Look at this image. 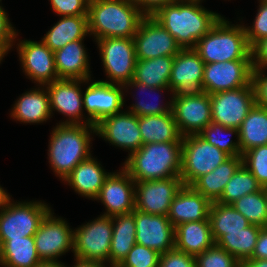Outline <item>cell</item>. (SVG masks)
Wrapping results in <instances>:
<instances>
[{
    "mask_svg": "<svg viewBox=\"0 0 267 267\" xmlns=\"http://www.w3.org/2000/svg\"><path fill=\"white\" fill-rule=\"evenodd\" d=\"M66 221L54 218L51 211L34 234L36 251L41 261L57 262V257L73 249L72 233Z\"/></svg>",
    "mask_w": 267,
    "mask_h": 267,
    "instance_id": "15",
    "label": "cell"
},
{
    "mask_svg": "<svg viewBox=\"0 0 267 267\" xmlns=\"http://www.w3.org/2000/svg\"><path fill=\"white\" fill-rule=\"evenodd\" d=\"M18 45L24 71L31 79L42 85L58 80L54 52L43 41L26 40Z\"/></svg>",
    "mask_w": 267,
    "mask_h": 267,
    "instance_id": "21",
    "label": "cell"
},
{
    "mask_svg": "<svg viewBox=\"0 0 267 267\" xmlns=\"http://www.w3.org/2000/svg\"><path fill=\"white\" fill-rule=\"evenodd\" d=\"M146 16H152L160 7L175 3V0H131ZM140 5V7H139ZM142 6V7H141Z\"/></svg>",
    "mask_w": 267,
    "mask_h": 267,
    "instance_id": "50",
    "label": "cell"
},
{
    "mask_svg": "<svg viewBox=\"0 0 267 267\" xmlns=\"http://www.w3.org/2000/svg\"><path fill=\"white\" fill-rule=\"evenodd\" d=\"M9 22L6 12L0 6V55L3 57L10 49L12 40L16 38L15 35H17Z\"/></svg>",
    "mask_w": 267,
    "mask_h": 267,
    "instance_id": "47",
    "label": "cell"
},
{
    "mask_svg": "<svg viewBox=\"0 0 267 267\" xmlns=\"http://www.w3.org/2000/svg\"><path fill=\"white\" fill-rule=\"evenodd\" d=\"M125 85H130L133 87L135 86L136 88L138 87L140 90H150V92H154V91H162L163 90H166V89H170L169 87L167 88H155V87H149V86H146L145 84L143 83H140V82H136L134 81L133 79L127 83L124 84ZM132 114H135L136 116L140 117V116H147V115H162V114H165V113H170L172 112V103L169 104V106H159V105H153V104H149V103H144V102H139V103H136L135 105L133 104V106H131V111H130Z\"/></svg>",
    "mask_w": 267,
    "mask_h": 267,
    "instance_id": "43",
    "label": "cell"
},
{
    "mask_svg": "<svg viewBox=\"0 0 267 267\" xmlns=\"http://www.w3.org/2000/svg\"><path fill=\"white\" fill-rule=\"evenodd\" d=\"M241 267H267V259H246L241 262Z\"/></svg>",
    "mask_w": 267,
    "mask_h": 267,
    "instance_id": "52",
    "label": "cell"
},
{
    "mask_svg": "<svg viewBox=\"0 0 267 267\" xmlns=\"http://www.w3.org/2000/svg\"><path fill=\"white\" fill-rule=\"evenodd\" d=\"M261 228L251 224L241 232H227L215 243L242 262L252 256Z\"/></svg>",
    "mask_w": 267,
    "mask_h": 267,
    "instance_id": "36",
    "label": "cell"
},
{
    "mask_svg": "<svg viewBox=\"0 0 267 267\" xmlns=\"http://www.w3.org/2000/svg\"><path fill=\"white\" fill-rule=\"evenodd\" d=\"M87 33L89 34L88 15L63 16L42 41L55 52L69 42L84 39Z\"/></svg>",
    "mask_w": 267,
    "mask_h": 267,
    "instance_id": "30",
    "label": "cell"
},
{
    "mask_svg": "<svg viewBox=\"0 0 267 267\" xmlns=\"http://www.w3.org/2000/svg\"><path fill=\"white\" fill-rule=\"evenodd\" d=\"M95 127L97 134L111 144L130 150L129 155L143 145L138 116L130 111L107 116Z\"/></svg>",
    "mask_w": 267,
    "mask_h": 267,
    "instance_id": "19",
    "label": "cell"
},
{
    "mask_svg": "<svg viewBox=\"0 0 267 267\" xmlns=\"http://www.w3.org/2000/svg\"><path fill=\"white\" fill-rule=\"evenodd\" d=\"M73 233V251L76 258L102 264L109 261L113 235L112 217L103 215Z\"/></svg>",
    "mask_w": 267,
    "mask_h": 267,
    "instance_id": "8",
    "label": "cell"
},
{
    "mask_svg": "<svg viewBox=\"0 0 267 267\" xmlns=\"http://www.w3.org/2000/svg\"><path fill=\"white\" fill-rule=\"evenodd\" d=\"M74 267H105V266L104 264L96 262V261H87V260L76 258V265H74Z\"/></svg>",
    "mask_w": 267,
    "mask_h": 267,
    "instance_id": "53",
    "label": "cell"
},
{
    "mask_svg": "<svg viewBox=\"0 0 267 267\" xmlns=\"http://www.w3.org/2000/svg\"><path fill=\"white\" fill-rule=\"evenodd\" d=\"M182 141L147 143L129 155L124 169L135 182L180 177Z\"/></svg>",
    "mask_w": 267,
    "mask_h": 267,
    "instance_id": "3",
    "label": "cell"
},
{
    "mask_svg": "<svg viewBox=\"0 0 267 267\" xmlns=\"http://www.w3.org/2000/svg\"><path fill=\"white\" fill-rule=\"evenodd\" d=\"M108 175L90 156L80 162L63 180L82 196L96 199Z\"/></svg>",
    "mask_w": 267,
    "mask_h": 267,
    "instance_id": "26",
    "label": "cell"
},
{
    "mask_svg": "<svg viewBox=\"0 0 267 267\" xmlns=\"http://www.w3.org/2000/svg\"><path fill=\"white\" fill-rule=\"evenodd\" d=\"M252 28H246V39L252 48L259 40L267 37V1H261L258 14Z\"/></svg>",
    "mask_w": 267,
    "mask_h": 267,
    "instance_id": "44",
    "label": "cell"
},
{
    "mask_svg": "<svg viewBox=\"0 0 267 267\" xmlns=\"http://www.w3.org/2000/svg\"><path fill=\"white\" fill-rule=\"evenodd\" d=\"M82 40L67 43L54 52L55 69L58 79L90 80L86 50Z\"/></svg>",
    "mask_w": 267,
    "mask_h": 267,
    "instance_id": "24",
    "label": "cell"
},
{
    "mask_svg": "<svg viewBox=\"0 0 267 267\" xmlns=\"http://www.w3.org/2000/svg\"><path fill=\"white\" fill-rule=\"evenodd\" d=\"M137 60L175 56L181 50L175 38L152 16H145L133 37Z\"/></svg>",
    "mask_w": 267,
    "mask_h": 267,
    "instance_id": "13",
    "label": "cell"
},
{
    "mask_svg": "<svg viewBox=\"0 0 267 267\" xmlns=\"http://www.w3.org/2000/svg\"><path fill=\"white\" fill-rule=\"evenodd\" d=\"M171 103L182 136L199 134L212 122L210 96L204 91L175 95Z\"/></svg>",
    "mask_w": 267,
    "mask_h": 267,
    "instance_id": "9",
    "label": "cell"
},
{
    "mask_svg": "<svg viewBox=\"0 0 267 267\" xmlns=\"http://www.w3.org/2000/svg\"><path fill=\"white\" fill-rule=\"evenodd\" d=\"M212 122L238 129L256 104L253 84L209 95Z\"/></svg>",
    "mask_w": 267,
    "mask_h": 267,
    "instance_id": "10",
    "label": "cell"
},
{
    "mask_svg": "<svg viewBox=\"0 0 267 267\" xmlns=\"http://www.w3.org/2000/svg\"><path fill=\"white\" fill-rule=\"evenodd\" d=\"M220 18L193 48L205 64L233 60H252L244 26H230Z\"/></svg>",
    "mask_w": 267,
    "mask_h": 267,
    "instance_id": "5",
    "label": "cell"
},
{
    "mask_svg": "<svg viewBox=\"0 0 267 267\" xmlns=\"http://www.w3.org/2000/svg\"><path fill=\"white\" fill-rule=\"evenodd\" d=\"M242 159L243 164L253 174L258 184L262 188L267 187V145L249 149L242 154Z\"/></svg>",
    "mask_w": 267,
    "mask_h": 267,
    "instance_id": "40",
    "label": "cell"
},
{
    "mask_svg": "<svg viewBox=\"0 0 267 267\" xmlns=\"http://www.w3.org/2000/svg\"><path fill=\"white\" fill-rule=\"evenodd\" d=\"M204 65L193 48L181 49L175 55L169 79L172 95L202 91Z\"/></svg>",
    "mask_w": 267,
    "mask_h": 267,
    "instance_id": "18",
    "label": "cell"
},
{
    "mask_svg": "<svg viewBox=\"0 0 267 267\" xmlns=\"http://www.w3.org/2000/svg\"><path fill=\"white\" fill-rule=\"evenodd\" d=\"M36 267H65L63 264L57 262H50V261H42Z\"/></svg>",
    "mask_w": 267,
    "mask_h": 267,
    "instance_id": "55",
    "label": "cell"
},
{
    "mask_svg": "<svg viewBox=\"0 0 267 267\" xmlns=\"http://www.w3.org/2000/svg\"><path fill=\"white\" fill-rule=\"evenodd\" d=\"M199 2H175L160 7L152 17L176 40L181 49L194 48L221 18Z\"/></svg>",
    "mask_w": 267,
    "mask_h": 267,
    "instance_id": "1",
    "label": "cell"
},
{
    "mask_svg": "<svg viewBox=\"0 0 267 267\" xmlns=\"http://www.w3.org/2000/svg\"><path fill=\"white\" fill-rule=\"evenodd\" d=\"M176 2H184V1H188V2H200V0H175Z\"/></svg>",
    "mask_w": 267,
    "mask_h": 267,
    "instance_id": "56",
    "label": "cell"
},
{
    "mask_svg": "<svg viewBox=\"0 0 267 267\" xmlns=\"http://www.w3.org/2000/svg\"><path fill=\"white\" fill-rule=\"evenodd\" d=\"M138 124L143 145L147 143H164L182 141L173 113L147 115L138 117Z\"/></svg>",
    "mask_w": 267,
    "mask_h": 267,
    "instance_id": "29",
    "label": "cell"
},
{
    "mask_svg": "<svg viewBox=\"0 0 267 267\" xmlns=\"http://www.w3.org/2000/svg\"><path fill=\"white\" fill-rule=\"evenodd\" d=\"M238 132L241 154L253 147L267 145V108L255 104Z\"/></svg>",
    "mask_w": 267,
    "mask_h": 267,
    "instance_id": "31",
    "label": "cell"
},
{
    "mask_svg": "<svg viewBox=\"0 0 267 267\" xmlns=\"http://www.w3.org/2000/svg\"><path fill=\"white\" fill-rule=\"evenodd\" d=\"M158 267H196V261L195 257L174 248L161 254Z\"/></svg>",
    "mask_w": 267,
    "mask_h": 267,
    "instance_id": "46",
    "label": "cell"
},
{
    "mask_svg": "<svg viewBox=\"0 0 267 267\" xmlns=\"http://www.w3.org/2000/svg\"><path fill=\"white\" fill-rule=\"evenodd\" d=\"M112 225L109 262L112 267H117L136 244L135 210L128 214L113 216Z\"/></svg>",
    "mask_w": 267,
    "mask_h": 267,
    "instance_id": "28",
    "label": "cell"
},
{
    "mask_svg": "<svg viewBox=\"0 0 267 267\" xmlns=\"http://www.w3.org/2000/svg\"><path fill=\"white\" fill-rule=\"evenodd\" d=\"M160 256L158 251L136 243L117 267H158Z\"/></svg>",
    "mask_w": 267,
    "mask_h": 267,
    "instance_id": "42",
    "label": "cell"
},
{
    "mask_svg": "<svg viewBox=\"0 0 267 267\" xmlns=\"http://www.w3.org/2000/svg\"><path fill=\"white\" fill-rule=\"evenodd\" d=\"M34 237L9 239L0 247V263L5 267H36L41 263Z\"/></svg>",
    "mask_w": 267,
    "mask_h": 267,
    "instance_id": "32",
    "label": "cell"
},
{
    "mask_svg": "<svg viewBox=\"0 0 267 267\" xmlns=\"http://www.w3.org/2000/svg\"><path fill=\"white\" fill-rule=\"evenodd\" d=\"M230 156L199 134L182 137L180 178L191 186L199 177L213 171Z\"/></svg>",
    "mask_w": 267,
    "mask_h": 267,
    "instance_id": "6",
    "label": "cell"
},
{
    "mask_svg": "<svg viewBox=\"0 0 267 267\" xmlns=\"http://www.w3.org/2000/svg\"><path fill=\"white\" fill-rule=\"evenodd\" d=\"M52 9L61 16L88 15L90 0H50Z\"/></svg>",
    "mask_w": 267,
    "mask_h": 267,
    "instance_id": "45",
    "label": "cell"
},
{
    "mask_svg": "<svg viewBox=\"0 0 267 267\" xmlns=\"http://www.w3.org/2000/svg\"><path fill=\"white\" fill-rule=\"evenodd\" d=\"M264 190H265L266 201H267V187H265Z\"/></svg>",
    "mask_w": 267,
    "mask_h": 267,
    "instance_id": "57",
    "label": "cell"
},
{
    "mask_svg": "<svg viewBox=\"0 0 267 267\" xmlns=\"http://www.w3.org/2000/svg\"><path fill=\"white\" fill-rule=\"evenodd\" d=\"M261 188L253 174L242 164L226 184L221 197L216 202L231 205L239 198L255 193Z\"/></svg>",
    "mask_w": 267,
    "mask_h": 267,
    "instance_id": "37",
    "label": "cell"
},
{
    "mask_svg": "<svg viewBox=\"0 0 267 267\" xmlns=\"http://www.w3.org/2000/svg\"><path fill=\"white\" fill-rule=\"evenodd\" d=\"M175 56L137 60L133 80L149 87L167 88Z\"/></svg>",
    "mask_w": 267,
    "mask_h": 267,
    "instance_id": "34",
    "label": "cell"
},
{
    "mask_svg": "<svg viewBox=\"0 0 267 267\" xmlns=\"http://www.w3.org/2000/svg\"><path fill=\"white\" fill-rule=\"evenodd\" d=\"M146 15L131 0H90L88 31L103 38H133Z\"/></svg>",
    "mask_w": 267,
    "mask_h": 267,
    "instance_id": "2",
    "label": "cell"
},
{
    "mask_svg": "<svg viewBox=\"0 0 267 267\" xmlns=\"http://www.w3.org/2000/svg\"><path fill=\"white\" fill-rule=\"evenodd\" d=\"M12 117L26 123H40L50 118L49 94L43 90L24 93L14 105Z\"/></svg>",
    "mask_w": 267,
    "mask_h": 267,
    "instance_id": "33",
    "label": "cell"
},
{
    "mask_svg": "<svg viewBox=\"0 0 267 267\" xmlns=\"http://www.w3.org/2000/svg\"><path fill=\"white\" fill-rule=\"evenodd\" d=\"M209 220L191 221L175 227V248L196 257L214 244Z\"/></svg>",
    "mask_w": 267,
    "mask_h": 267,
    "instance_id": "25",
    "label": "cell"
},
{
    "mask_svg": "<svg viewBox=\"0 0 267 267\" xmlns=\"http://www.w3.org/2000/svg\"><path fill=\"white\" fill-rule=\"evenodd\" d=\"M227 132L228 134H237L238 136V129L236 128H228L222 126L221 124L211 122L208 124L200 133L199 135L204 138L210 144L216 146L220 150L224 151L229 156H242L241 149L239 146V141L237 143L230 141L228 138L224 139L221 138L220 133ZM219 135V136H217Z\"/></svg>",
    "mask_w": 267,
    "mask_h": 267,
    "instance_id": "39",
    "label": "cell"
},
{
    "mask_svg": "<svg viewBox=\"0 0 267 267\" xmlns=\"http://www.w3.org/2000/svg\"><path fill=\"white\" fill-rule=\"evenodd\" d=\"M261 69H253L252 84L255 90L256 104L267 108V76L263 77Z\"/></svg>",
    "mask_w": 267,
    "mask_h": 267,
    "instance_id": "48",
    "label": "cell"
},
{
    "mask_svg": "<svg viewBox=\"0 0 267 267\" xmlns=\"http://www.w3.org/2000/svg\"><path fill=\"white\" fill-rule=\"evenodd\" d=\"M10 202V197L9 195L3 190L0 186V209H4L8 203Z\"/></svg>",
    "mask_w": 267,
    "mask_h": 267,
    "instance_id": "54",
    "label": "cell"
},
{
    "mask_svg": "<svg viewBox=\"0 0 267 267\" xmlns=\"http://www.w3.org/2000/svg\"><path fill=\"white\" fill-rule=\"evenodd\" d=\"M242 164V156H230L213 171L199 177L191 186L211 203L216 202Z\"/></svg>",
    "mask_w": 267,
    "mask_h": 267,
    "instance_id": "27",
    "label": "cell"
},
{
    "mask_svg": "<svg viewBox=\"0 0 267 267\" xmlns=\"http://www.w3.org/2000/svg\"><path fill=\"white\" fill-rule=\"evenodd\" d=\"M88 80L79 79H58L48 85L50 110L54 108L58 112L71 117L70 121L61 124H82L79 120L82 117L83 107L82 92L79 83ZM79 82V83H78ZM78 120V121H77Z\"/></svg>",
    "mask_w": 267,
    "mask_h": 267,
    "instance_id": "22",
    "label": "cell"
},
{
    "mask_svg": "<svg viewBox=\"0 0 267 267\" xmlns=\"http://www.w3.org/2000/svg\"><path fill=\"white\" fill-rule=\"evenodd\" d=\"M96 133L95 125L59 124L50 139L49 158L52 168L64 179L80 162L90 155V133Z\"/></svg>",
    "mask_w": 267,
    "mask_h": 267,
    "instance_id": "4",
    "label": "cell"
},
{
    "mask_svg": "<svg viewBox=\"0 0 267 267\" xmlns=\"http://www.w3.org/2000/svg\"><path fill=\"white\" fill-rule=\"evenodd\" d=\"M211 202L192 186L183 185L171 202L168 219L176 227L191 221L209 220Z\"/></svg>",
    "mask_w": 267,
    "mask_h": 267,
    "instance_id": "23",
    "label": "cell"
},
{
    "mask_svg": "<svg viewBox=\"0 0 267 267\" xmlns=\"http://www.w3.org/2000/svg\"><path fill=\"white\" fill-rule=\"evenodd\" d=\"M135 181L123 168L119 174H109L96 199L107 208L104 216L113 217L135 210Z\"/></svg>",
    "mask_w": 267,
    "mask_h": 267,
    "instance_id": "20",
    "label": "cell"
},
{
    "mask_svg": "<svg viewBox=\"0 0 267 267\" xmlns=\"http://www.w3.org/2000/svg\"><path fill=\"white\" fill-rule=\"evenodd\" d=\"M111 83L124 85L131 81L136 67V52L133 38H103L96 40Z\"/></svg>",
    "mask_w": 267,
    "mask_h": 267,
    "instance_id": "11",
    "label": "cell"
},
{
    "mask_svg": "<svg viewBox=\"0 0 267 267\" xmlns=\"http://www.w3.org/2000/svg\"><path fill=\"white\" fill-rule=\"evenodd\" d=\"M252 60H233L204 65L202 91L209 95L252 84Z\"/></svg>",
    "mask_w": 267,
    "mask_h": 267,
    "instance_id": "12",
    "label": "cell"
},
{
    "mask_svg": "<svg viewBox=\"0 0 267 267\" xmlns=\"http://www.w3.org/2000/svg\"><path fill=\"white\" fill-rule=\"evenodd\" d=\"M136 243L160 254L175 248V227L168 216L152 215L135 209Z\"/></svg>",
    "mask_w": 267,
    "mask_h": 267,
    "instance_id": "17",
    "label": "cell"
},
{
    "mask_svg": "<svg viewBox=\"0 0 267 267\" xmlns=\"http://www.w3.org/2000/svg\"><path fill=\"white\" fill-rule=\"evenodd\" d=\"M209 221L214 242L227 232H241L251 223L232 205L211 203Z\"/></svg>",
    "mask_w": 267,
    "mask_h": 267,
    "instance_id": "35",
    "label": "cell"
},
{
    "mask_svg": "<svg viewBox=\"0 0 267 267\" xmlns=\"http://www.w3.org/2000/svg\"><path fill=\"white\" fill-rule=\"evenodd\" d=\"M122 84H113L109 81H96L86 89L83 107L88 112L87 125H96L103 118L119 113L124 105L121 88Z\"/></svg>",
    "mask_w": 267,
    "mask_h": 267,
    "instance_id": "16",
    "label": "cell"
},
{
    "mask_svg": "<svg viewBox=\"0 0 267 267\" xmlns=\"http://www.w3.org/2000/svg\"><path fill=\"white\" fill-rule=\"evenodd\" d=\"M231 205L251 224L267 227V201L264 188L239 198Z\"/></svg>",
    "mask_w": 267,
    "mask_h": 267,
    "instance_id": "38",
    "label": "cell"
},
{
    "mask_svg": "<svg viewBox=\"0 0 267 267\" xmlns=\"http://www.w3.org/2000/svg\"><path fill=\"white\" fill-rule=\"evenodd\" d=\"M135 209L152 215L168 216L171 202L183 187L180 177L135 182Z\"/></svg>",
    "mask_w": 267,
    "mask_h": 267,
    "instance_id": "14",
    "label": "cell"
},
{
    "mask_svg": "<svg viewBox=\"0 0 267 267\" xmlns=\"http://www.w3.org/2000/svg\"><path fill=\"white\" fill-rule=\"evenodd\" d=\"M251 55L253 69H261V67L267 66V37L259 40L251 48Z\"/></svg>",
    "mask_w": 267,
    "mask_h": 267,
    "instance_id": "49",
    "label": "cell"
},
{
    "mask_svg": "<svg viewBox=\"0 0 267 267\" xmlns=\"http://www.w3.org/2000/svg\"><path fill=\"white\" fill-rule=\"evenodd\" d=\"M196 267H241V262L214 243L195 257Z\"/></svg>",
    "mask_w": 267,
    "mask_h": 267,
    "instance_id": "41",
    "label": "cell"
},
{
    "mask_svg": "<svg viewBox=\"0 0 267 267\" xmlns=\"http://www.w3.org/2000/svg\"><path fill=\"white\" fill-rule=\"evenodd\" d=\"M50 211L41 202L13 204L10 201L0 211V247L9 239L34 236Z\"/></svg>",
    "mask_w": 267,
    "mask_h": 267,
    "instance_id": "7",
    "label": "cell"
},
{
    "mask_svg": "<svg viewBox=\"0 0 267 267\" xmlns=\"http://www.w3.org/2000/svg\"><path fill=\"white\" fill-rule=\"evenodd\" d=\"M249 259H267V227L260 229L254 252Z\"/></svg>",
    "mask_w": 267,
    "mask_h": 267,
    "instance_id": "51",
    "label": "cell"
}]
</instances>
